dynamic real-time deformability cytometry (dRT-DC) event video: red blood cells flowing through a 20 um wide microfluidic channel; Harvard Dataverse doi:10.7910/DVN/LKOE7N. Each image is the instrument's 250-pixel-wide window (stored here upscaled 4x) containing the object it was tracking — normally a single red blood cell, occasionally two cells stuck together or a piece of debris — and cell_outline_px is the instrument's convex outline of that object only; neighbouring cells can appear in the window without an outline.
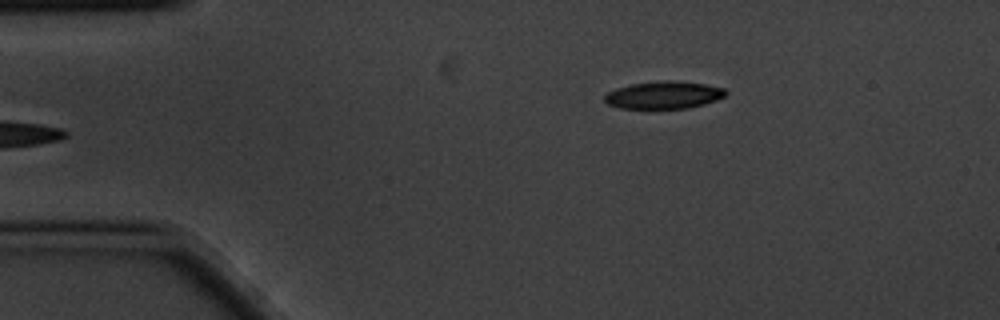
{"species": "common noctule bat (a hibernating species)", "species_latin": "Nyctalus noctula", "temperature_condition": "cold", "stored_images_in_passage": 4, "camera_frame_rate_fps": 3000, "um_per_image_px": 0.085, "animal": {"sex": "male", "body_mass_g": 20.1, "forearm_length_mm": 53.5}, "frame": {"image": 1, "passage_image": 4, "time_ms": 1.0, "image_size_px": [1000, 320], "cell_outline_px": [[728, 92], [724, 96], [716, 100], [704, 104], [688, 108], [620, 108], [608, 104], [604, 100], [604, 96], [608, 92], [616, 88], [632, 84], [660, 80], [676, 80], [704, 84], [724, 88]], "centroid_in_image_um": [56.42, 8.07], "position_along_channel_um": 28.6, "area_um2": 19.36}}